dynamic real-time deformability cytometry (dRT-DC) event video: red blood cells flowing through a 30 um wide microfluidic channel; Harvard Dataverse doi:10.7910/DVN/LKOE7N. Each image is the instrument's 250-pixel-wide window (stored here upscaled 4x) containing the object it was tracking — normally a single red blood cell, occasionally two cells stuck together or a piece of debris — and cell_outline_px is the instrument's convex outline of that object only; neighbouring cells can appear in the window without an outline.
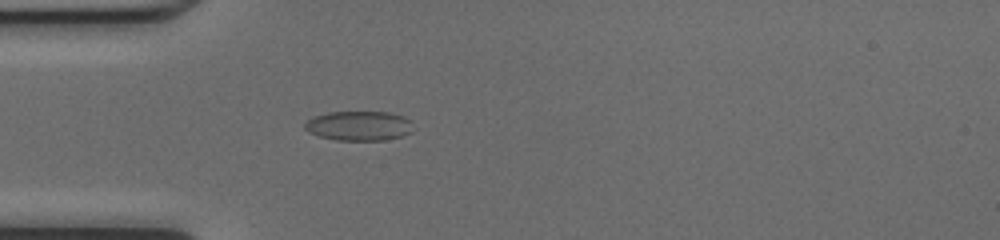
{"species": "common noctule bat (a hibernating species)", "species_latin": "Nyctalus noctula", "temperature_condition": "cold", "stored_images_in_passage": 37, "camera_frame_rate_fps": 3000, "um_per_image_px": 0.085, "animal": {"sex": "female", "body_mass_g": 17.0, "forearm_length_mm": 48.0}, "frame": {"image": 1, "passage_image": 2, "time_ms": 0.333, "image_size_px": [1000, 240], "cell_outline_px": [[412, 132], [400, 136], [384, 140], [336, 140], [320, 136], [304, 128], [304, 124], [308, 120], [316, 116], [328, 112], [388, 112], [404, 116], [408, 120]], "centroid_in_image_um": [30.51, 10.69], "position_along_channel_um": 54.5, "area_um2": 18.32}}
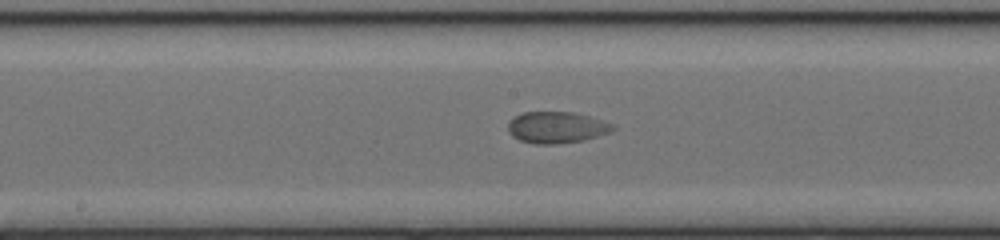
{"frame": {"image": 2, "passage_image": 13, "time_ms": 4.0, "image_size_px": [1000, 240], "cell_outline_px": [[616, 128], [608, 132], [584, 140], [556, 144], [532, 144], [520, 140], [512, 136], [508, 132], [508, 124], [516, 116], [524, 112], [572, 112], [588, 116], [612, 124]], "centroid_in_image_um": [47.27, 10.84], "position_along_channel_um": 200.9, "area_um2": 18.96}}
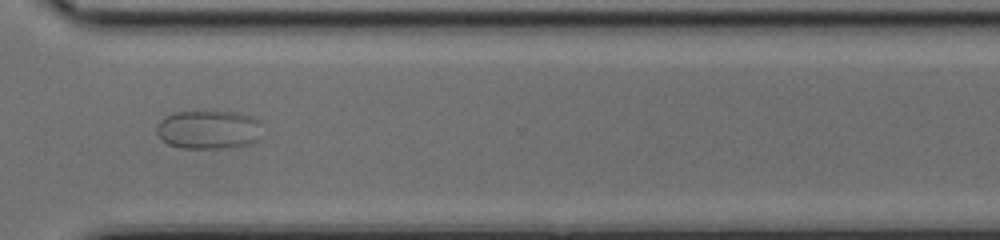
{"frame": {"image": 3, "passage_image": 24, "time_ms": 7.667, "image_size_px": [1000, 240], "cell_outline_px": [[260, 120], [256, 140], [248, 144], [224, 148], [180, 148], [168, 144], [156, 132], [156, 128], [160, 120], [164, 116], [172, 112], [236, 112], [252, 116]], "centroid_in_image_um": [17.68, 11.01], "position_along_channel_um": 352.9, "area_um2": 23.58}}